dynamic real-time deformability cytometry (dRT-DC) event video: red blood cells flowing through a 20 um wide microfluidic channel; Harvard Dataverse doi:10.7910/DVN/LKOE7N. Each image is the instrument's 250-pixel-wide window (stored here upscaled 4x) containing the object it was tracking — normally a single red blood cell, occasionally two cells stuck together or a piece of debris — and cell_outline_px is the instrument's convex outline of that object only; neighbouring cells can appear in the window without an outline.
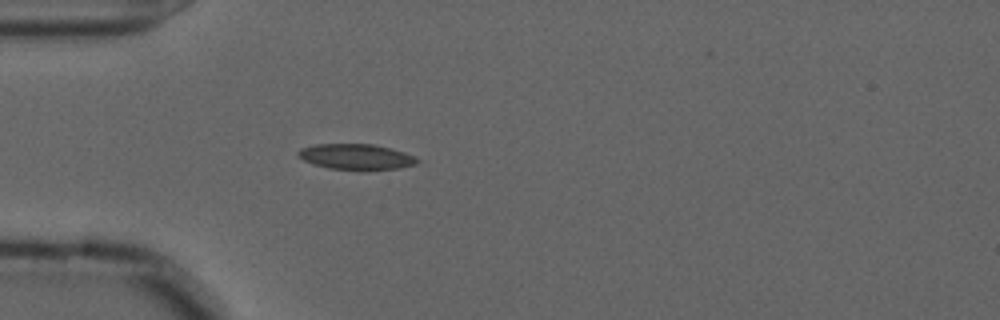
{"species": "common noctule bat (a hibernating species)", "species_latin": "Nyctalus noctula", "temperature_condition": "cold", "stored_images_in_passage": 52, "camera_frame_rate_fps": 3000, "um_per_image_px": 0.085, "animal": {"sex": "male", "forearm_length_mm": 52.5}, "frame": {"image": 1, "passage_image": 12, "time_ms": 3.667, "image_size_px": [1000, 320], "cell_outline_px": [[420, 160], [416, 164], [400, 168], [328, 168], [312, 164], [296, 156], [296, 152], [300, 148], [316, 144], [372, 144], [392, 148], [416, 156]], "centroid_in_image_um": [30.24, 13.29], "position_along_channel_um": 54.8, "area_um2": 17.46}}
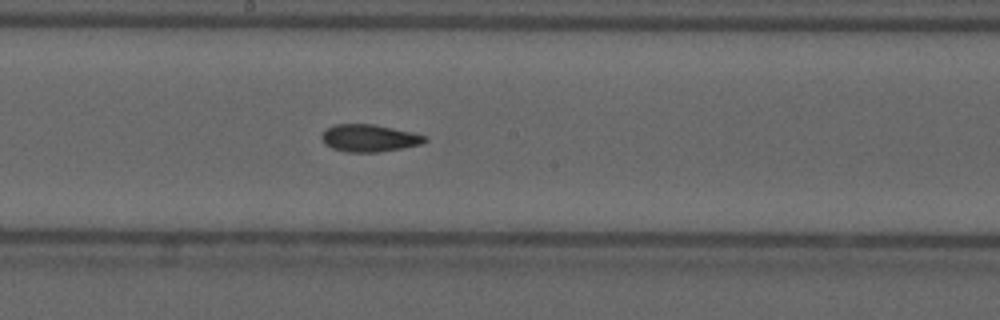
{"frame": {"image": 2, "passage_image": 26, "time_ms": 8.333, "image_size_px": [1000, 320], "cell_outline_px": [[428, 140], [424, 144], [404, 148], [380, 152], [348, 152], [332, 148], [324, 144], [320, 136], [328, 128], [336, 124], [372, 124], [412, 132], [428, 136]], "centroid_in_image_um": [31.43, 11.75], "position_along_channel_um": 216.8, "area_um2": 16.53}}
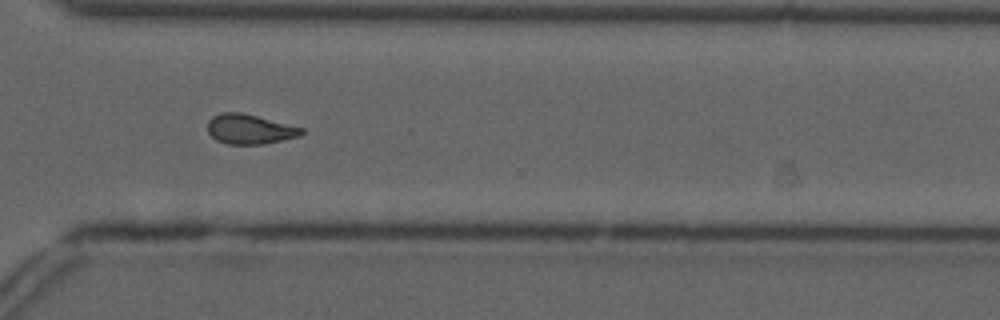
{"frame": {"image": 3, "passage_image": 37, "time_ms": 12.0, "image_size_px": [1000, 320], "cell_outline_px": [[304, 132], [300, 136], [264, 144], [228, 144], [216, 140], [208, 132], [208, 120], [212, 116], [220, 112], [240, 112], [304, 128]], "centroid_in_image_um": [21.21, 10.98], "position_along_channel_um": 349.4, "area_um2": 16.24}, "authors_computed_cell_mechanics": {"area_um2": 16.5019, "velocity_mm_per_s": 3.6279, "shape_relaxation_time_tau1_ms": null, "shape_relaxation_time_tau2_ms": 2.9236, "deformation_change_tau1": null, "deformation_change_tau2": 0.0806}}